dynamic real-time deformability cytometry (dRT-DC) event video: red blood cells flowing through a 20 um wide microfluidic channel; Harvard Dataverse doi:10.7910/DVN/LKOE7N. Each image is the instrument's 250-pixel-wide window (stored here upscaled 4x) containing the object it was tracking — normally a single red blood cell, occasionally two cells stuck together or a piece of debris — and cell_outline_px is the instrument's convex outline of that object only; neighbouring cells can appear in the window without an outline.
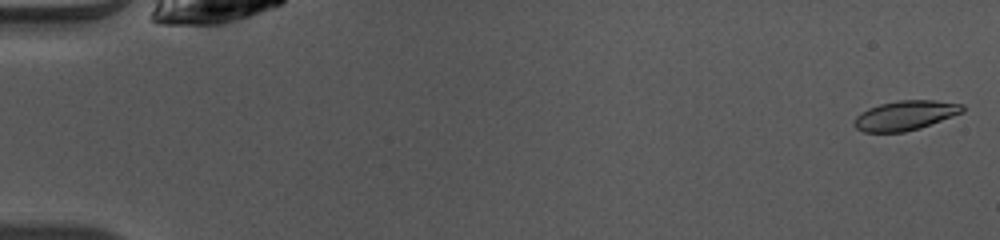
{"species": "common noctule bat (a hibernating species)", "species_latin": "Nyctalus noctula", "temperature_condition": "warm", "stored_images_in_passage": 49, "camera_frame_rate_fps": 3000, "um_per_image_px": 0.085, "animal": {"sex": "female", "body_mass_g": 10.0, "forearm_length_mm": 53.1}, "frame": {"image": 1, "passage_image": 1, "time_ms": 0.0, "image_size_px": [1000, 240], "cell_outline_px": [[964, 112], [920, 128], [904, 132], [864, 132], [856, 128], [852, 124], [856, 116], [860, 112], [868, 108], [880, 104], [896, 100], [936, 100], [964, 104]], "centroid_in_image_um": [76.94, 9.8], "position_along_channel_um": 8.1, "area_um2": 18.84}}
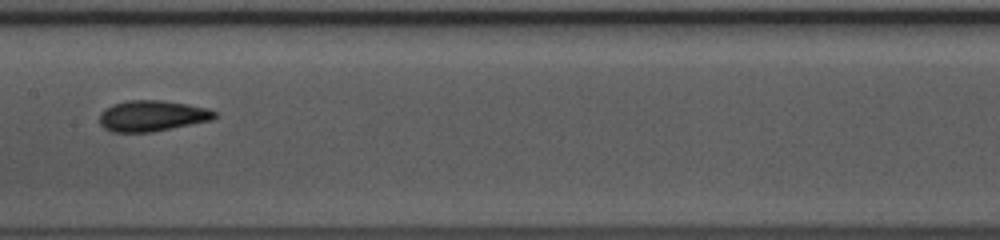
{"frame": {"image": 2, "passage_image": 25, "time_ms": 8.0, "image_size_px": [1000, 240], "cell_outline_px": [[216, 116], [212, 120], [152, 132], [112, 132], [104, 128], [100, 124], [100, 112], [112, 104], [128, 100], [164, 100], [188, 104], [208, 108], [216, 112]], "centroid_in_image_um": [12.92, 9.84], "position_along_channel_um": 194.5, "area_um2": 20.81}}
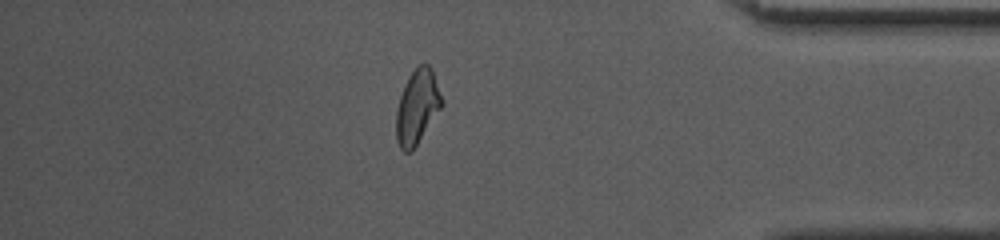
{"frame": {"image": 3, "passage_image": 42, "time_ms": 13.667, "image_size_px": [1000, 240], "cell_outline_px": [[444, 104], [412, 152], [404, 152], [400, 148], [396, 140], [396, 112], [400, 96], [404, 84], [408, 76], [420, 64], [428, 64], [432, 68]], "centroid_in_image_um": [35.46, 9.1], "position_along_channel_um": 399.7, "area_um2": 19.83}, "authors_computed_cell_mechanics": {"area_um2": 19.7098, "velocity_mm_per_s": 4.1005, "shape_relaxation_time_tau1_ms": 2.4782, "shape_relaxation_time_tau2_ms": 2.1362, "deformation_change_tau1": 0.1327, "deformation_change_tau2": 0.0947}}